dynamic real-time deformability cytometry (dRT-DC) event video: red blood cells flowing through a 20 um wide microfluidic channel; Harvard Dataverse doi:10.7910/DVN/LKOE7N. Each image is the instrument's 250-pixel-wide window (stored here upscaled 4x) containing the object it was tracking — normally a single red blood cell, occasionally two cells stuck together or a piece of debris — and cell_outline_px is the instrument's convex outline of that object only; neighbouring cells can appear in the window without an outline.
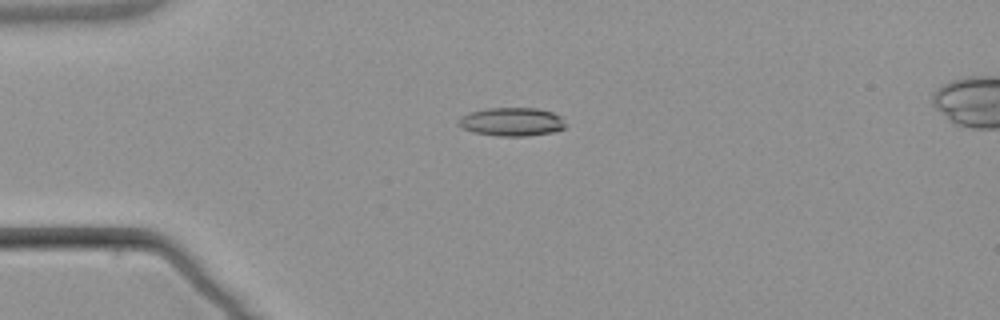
{"species": "common noctule bat (a hibernating species)", "species_latin": "Nyctalus noctula", "temperature_condition": "warm", "stored_images_in_passage": 6, "camera_frame_rate_fps": 3000, "um_per_image_px": 0.085, "animal": {"sex": "male", "body_mass_g": 21.5, "forearm_length_mm": 52.0}, "frame": {"image": 1, "passage_image": 4, "time_ms": 3.667, "image_size_px": [1000, 320], "cell_outline_px": [[564, 128], [552, 132], [528, 136], [496, 136], [472, 132], [464, 128], [456, 120], [460, 116], [468, 112], [488, 108], [536, 108], [552, 112], [560, 116], [564, 124]], "centroid_in_image_um": [43.45, 10.35], "position_along_channel_um": 41.5, "area_um2": 17.74}}